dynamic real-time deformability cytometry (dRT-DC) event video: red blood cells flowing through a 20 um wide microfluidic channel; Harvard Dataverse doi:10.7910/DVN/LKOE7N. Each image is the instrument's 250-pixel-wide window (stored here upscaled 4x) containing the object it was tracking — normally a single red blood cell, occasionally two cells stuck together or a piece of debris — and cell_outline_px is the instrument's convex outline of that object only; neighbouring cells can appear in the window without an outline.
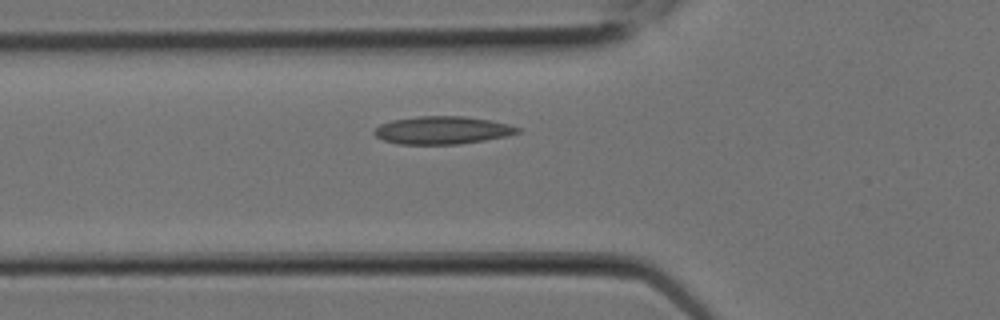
{"species": "Egyptian fruit bat (a non-hibernating species)", "species_latin": "Rousettus aegyptiacus", "temperature_condition": "room temperature", "stored_images_in_passage": 6, "camera_frame_rate_fps": 3000, "um_per_image_px": 0.085, "animal": {"sex": "female"}, "frame": {"image": 1, "passage_image": 6, "time_ms": 1.667, "image_size_px": [1000, 320], "cell_outline_px": [[520, 132], [508, 136], [484, 140], [456, 144], [400, 144], [384, 140], [376, 136], [372, 132], [380, 124], [392, 120], [416, 116], [464, 116], [488, 120], [508, 124], [520, 128]], "centroid_in_image_um": [37.59, 11.06], "position_along_channel_um": 88.2, "area_um2": 23.12}}